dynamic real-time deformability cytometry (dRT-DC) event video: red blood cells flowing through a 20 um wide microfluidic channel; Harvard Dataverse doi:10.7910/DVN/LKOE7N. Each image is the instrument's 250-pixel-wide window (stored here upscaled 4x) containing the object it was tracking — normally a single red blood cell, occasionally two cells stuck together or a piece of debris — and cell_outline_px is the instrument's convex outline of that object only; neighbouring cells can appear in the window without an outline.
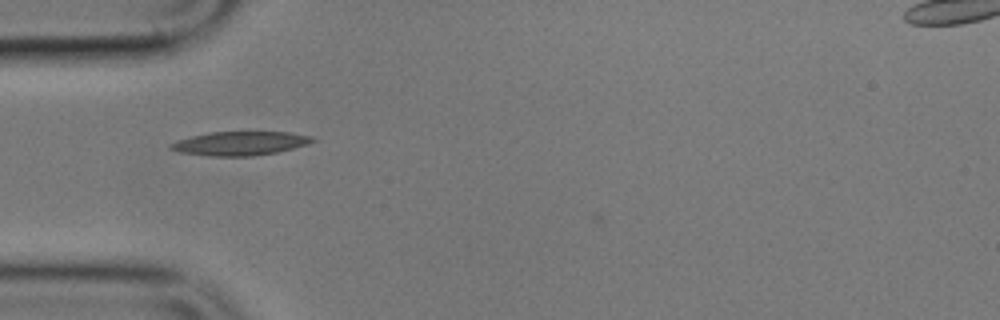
{"species": "common noctule bat (a hibernating species)", "species_latin": "Nyctalus noctula", "temperature_condition": "cold", "stored_images_in_passage": 10, "camera_frame_rate_fps": 3000, "um_per_image_px": 0.085, "animal": {"sex": "male", "body_mass_g": 17.9}, "frame": {"image": 1, "passage_image": 1, "time_ms": 0.0, "image_size_px": [1000, 320], "cell_outline_px": [[316, 140], [308, 144], [276, 152], [252, 156], [208, 156], [180, 152], [168, 148], [168, 144], [176, 140], [208, 132], [288, 132], [312, 136]], "centroid_in_image_um": [20.36, 12.18], "position_along_channel_um": 64.6, "area_um2": 19.71}}
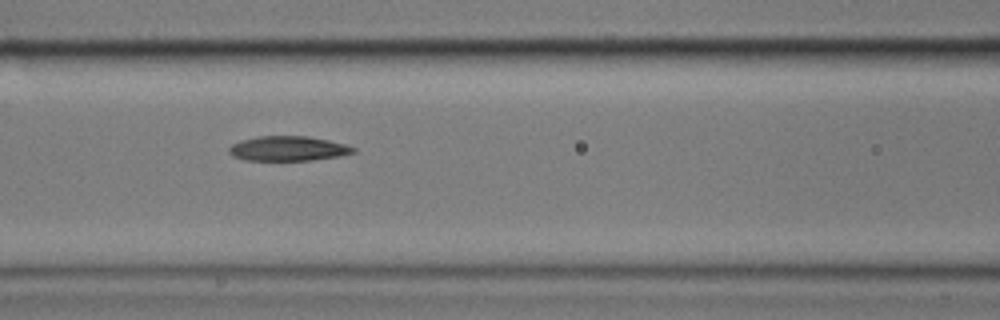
{"frame": {"image": 2, "passage_image": 3, "time_ms": 2.333, "image_size_px": [1000, 320], "cell_outline_px": [[356, 152], [340, 156], [312, 160], [244, 160], [232, 156], [228, 152], [228, 148], [232, 144], [240, 140], [256, 136], [308, 136], [328, 140], [344, 144], [356, 148]], "centroid_in_image_um": [24.46, 12.62], "position_along_channel_um": 142.1, "area_um2": 18.03}}
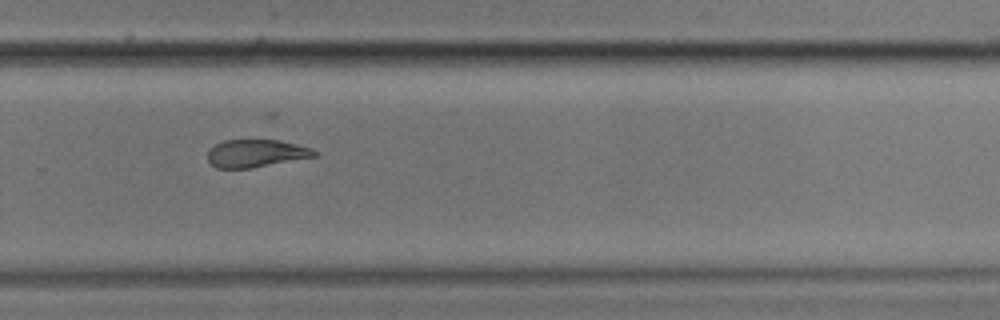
{"frame": {"image": 3, "passage_image": 7, "time_ms": 7.333, "image_size_px": [1000, 320], "cell_outline_px": [[320, 156], [248, 168], [216, 168], [208, 160], [208, 152], [216, 144], [224, 140], [280, 140], [296, 144], [320, 152]], "centroid_in_image_um": [21.8, 13.03], "position_along_channel_um": 308.0, "area_um2": 17.11}}